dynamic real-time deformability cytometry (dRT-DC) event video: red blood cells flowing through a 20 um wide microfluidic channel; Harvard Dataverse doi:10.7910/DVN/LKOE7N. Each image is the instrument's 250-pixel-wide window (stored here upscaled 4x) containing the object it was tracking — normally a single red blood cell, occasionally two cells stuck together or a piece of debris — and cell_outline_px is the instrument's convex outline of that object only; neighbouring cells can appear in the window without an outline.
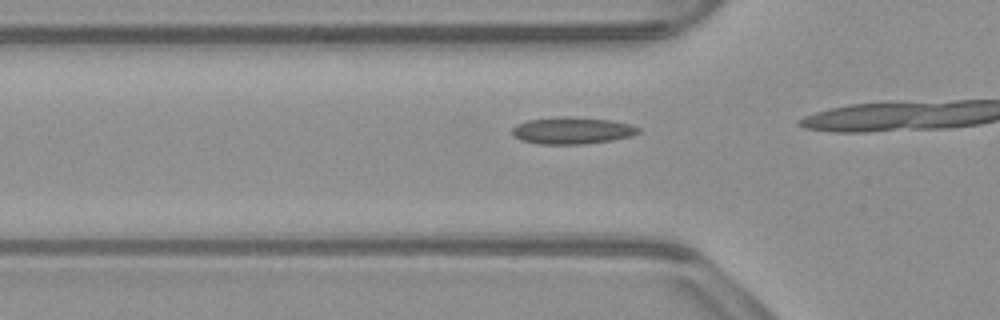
{"species": "common noctule bat (a hibernating species)", "species_latin": "Nyctalus noctula", "temperature_condition": "warm", "stored_images_in_passage": 17, "camera_frame_rate_fps": 3000, "um_per_image_px": 0.085, "animal": {"sex": "male", "body_mass_g": 23.1, "forearm_length_mm": 52.7}, "frame": {"image": 1, "passage_image": 13, "time_ms": 4.0, "image_size_px": [1000, 320], "cell_outline_px": [[640, 132], [632, 136], [612, 140], [584, 144], [540, 144], [520, 140], [512, 136], [512, 128], [516, 124], [528, 120], [556, 116], [576, 116], [612, 120], [632, 124], [640, 128]], "centroid_in_image_um": [48.63, 11.08], "position_along_channel_um": 77.2, "area_um2": 20.23}}
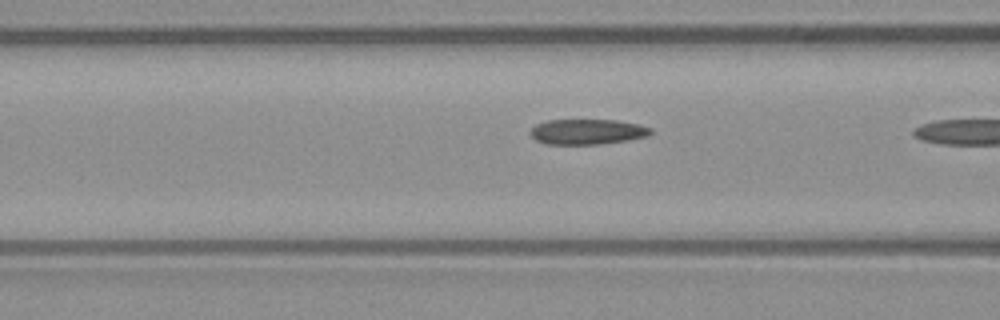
{"frame": {"image": 2, "passage_image": 16, "time_ms": 5.0, "image_size_px": [1000, 320], "cell_outline_px": [[652, 132], [648, 136], [628, 140], [600, 144], [544, 144], [536, 140], [528, 132], [536, 124], [548, 120], [616, 120], [640, 124], [652, 128]], "centroid_in_image_um": [49.93, 11.2], "position_along_channel_um": 116.7, "area_um2": 17.86}}